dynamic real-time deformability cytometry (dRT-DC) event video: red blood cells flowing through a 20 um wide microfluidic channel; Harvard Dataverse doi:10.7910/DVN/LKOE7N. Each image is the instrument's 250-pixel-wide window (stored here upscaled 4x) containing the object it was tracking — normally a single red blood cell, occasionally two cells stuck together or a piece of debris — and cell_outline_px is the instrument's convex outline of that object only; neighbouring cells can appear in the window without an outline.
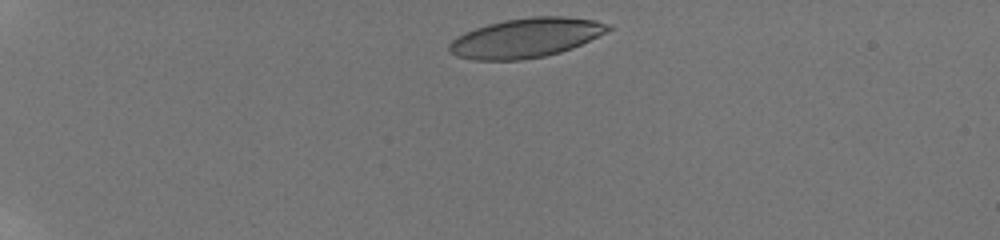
{"species": "human", "species_latin": "Homo sapiens", "temperature_condition": "room temperature", "stored_images_in_passage": 28, "camera_frame_rate_fps": 3000, "um_per_image_px": 0.085, "donor": {"sex": "male"}, "frame": {"image": 1, "passage_image": 1, "time_ms": 0.0, "image_size_px": [1000, 240], "cell_outline_px": [[612, 28], [572, 48], [560, 52], [544, 56], [520, 60], [472, 60], [456, 56], [448, 48], [448, 44], [456, 36], [464, 32], [488, 24], [504, 20], [532, 16], [564, 16], [596, 20], [612, 24]], "centroid_in_image_um": [44.67, 3.21], "position_along_channel_um": 40.3, "area_um2": 36.41}}
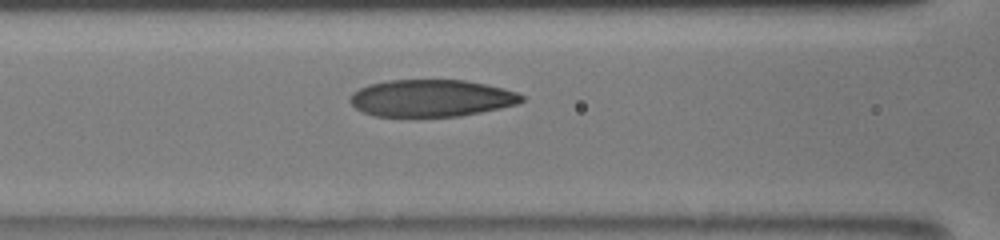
{"frame": {"image": 2, "passage_image": 8, "time_ms": 4.333, "image_size_px": [1000, 240], "cell_outline_px": [[524, 100], [516, 104], [500, 108], [460, 116], [376, 116], [364, 112], [356, 108], [348, 100], [352, 92], [368, 84], [388, 80], [464, 80], [504, 88], [516, 92], [524, 96]], "centroid_in_image_um": [36.64, 8.33], "position_along_channel_um": 130.0, "area_um2": 36.93}}
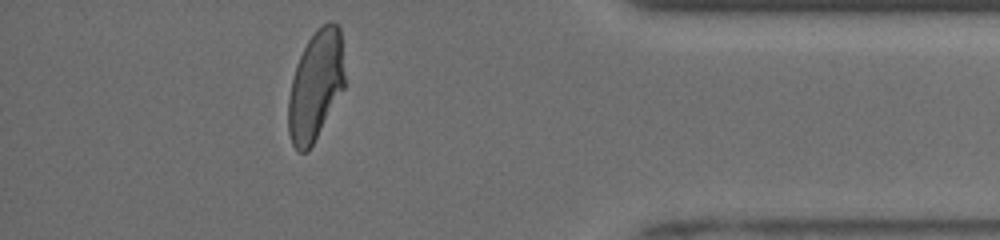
{"frame": {"image": 3, "passage_image": 24, "time_ms": 12.0, "image_size_px": [1000, 240], "cell_outline_px": [[344, 88], [308, 152], [300, 152], [292, 144], [288, 132], [288, 96], [296, 64], [308, 40], [316, 28], [328, 20], [332, 20], [340, 28], [344, 76]], "centroid_in_image_um": [26.81, 7.25], "position_along_channel_um": 408.4, "area_um2": 35.89}, "authors_computed_cell_mechanics": {"area_um2": 36.9342, "velocity_mm_per_s": 3.939, "shape_relaxation_time_tau1_ms": 3.5862, "shape_relaxation_time_tau2_ms": 1.1086, "deformation_change_tau1": 0.1666, "deformation_change_tau2": 0.0613}}